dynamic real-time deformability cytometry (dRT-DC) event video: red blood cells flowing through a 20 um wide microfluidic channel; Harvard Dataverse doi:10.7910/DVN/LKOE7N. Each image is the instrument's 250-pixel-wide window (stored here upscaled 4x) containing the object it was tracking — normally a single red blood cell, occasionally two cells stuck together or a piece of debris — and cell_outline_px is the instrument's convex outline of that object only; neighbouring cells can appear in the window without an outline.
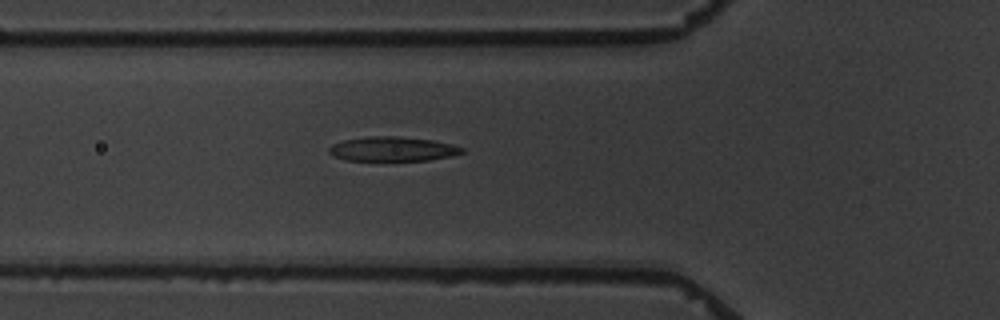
{"species": "common noctule bat (a hibernating species)", "species_latin": "Nyctalus noctula", "temperature_condition": "warm", "stored_images_in_passage": 7, "camera_frame_rate_fps": 3000, "um_per_image_px": 0.085, "animal": {"sex": "male", "body_mass_g": 19.5, "forearm_length_mm": 54.6}, "frame": {"image": 1, "passage_image": 7, "time_ms": 7.0, "image_size_px": [1000, 320], "cell_outline_px": [[464, 152], [452, 156], [428, 160], [348, 160], [336, 156], [328, 152], [328, 148], [332, 144], [344, 140], [368, 136], [400, 136], [432, 140], [452, 144], [464, 148]], "centroid_in_image_um": [33.39, 12.65], "position_along_channel_um": 92.4, "area_um2": 18.84}}